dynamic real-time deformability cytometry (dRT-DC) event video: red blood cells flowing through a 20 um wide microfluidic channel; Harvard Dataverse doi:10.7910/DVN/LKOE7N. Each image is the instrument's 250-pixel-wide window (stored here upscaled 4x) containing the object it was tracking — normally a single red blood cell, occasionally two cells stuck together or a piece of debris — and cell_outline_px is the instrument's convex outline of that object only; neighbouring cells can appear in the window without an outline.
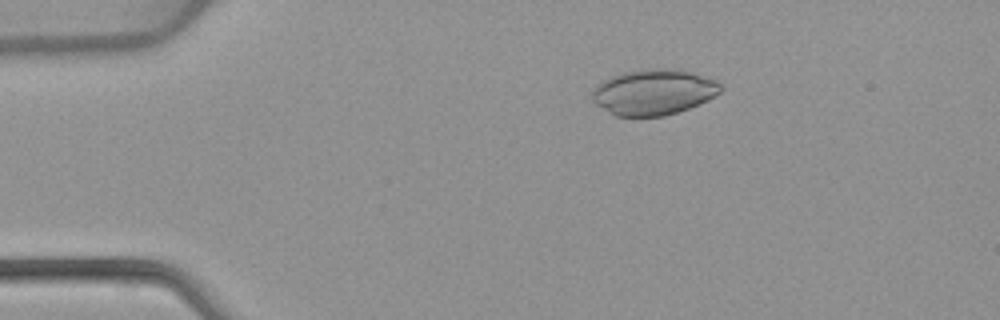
{"species": "common noctule bat (a hibernating species)", "species_latin": "Nyctalus noctula", "temperature_condition": "warm", "stored_images_in_passage": 17, "camera_frame_rate_fps": 3000, "um_per_image_px": 0.085, "animal": {"sex": "female", "body_mass_g": 22.7, "forearm_length_mm": 54.2}, "frame": {"image": 1, "passage_image": 10, "time_ms": 3.0, "image_size_px": [1000, 320], "cell_outline_px": [[724, 88], [720, 92], [708, 100], [688, 108], [664, 116], [616, 116], [596, 104], [592, 100], [592, 92], [596, 84], [608, 76], [624, 72], [660, 68], [672, 68], [696, 72], [716, 80]], "centroid_in_image_um": [55.57, 7.81], "position_along_channel_um": 29.4, "area_um2": 34.33}}